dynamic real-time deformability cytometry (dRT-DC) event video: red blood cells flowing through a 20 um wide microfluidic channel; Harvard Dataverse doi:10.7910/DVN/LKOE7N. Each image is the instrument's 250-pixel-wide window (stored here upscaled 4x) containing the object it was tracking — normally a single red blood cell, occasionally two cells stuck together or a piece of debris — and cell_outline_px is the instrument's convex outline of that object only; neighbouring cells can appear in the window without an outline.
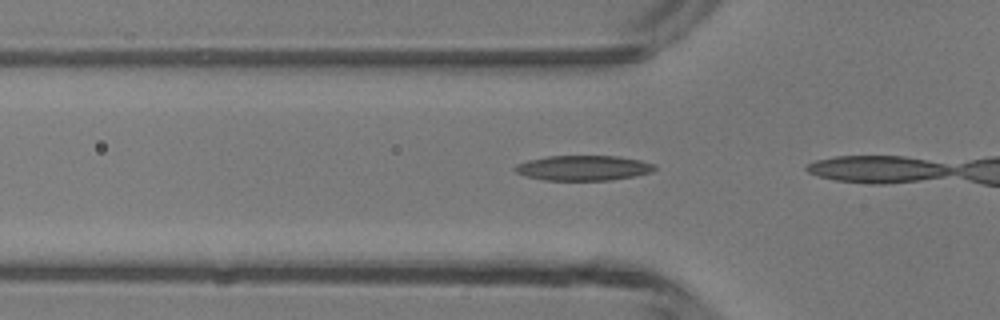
{"species": "common noctule bat (a hibernating species)", "species_latin": "Nyctalus noctula", "temperature_condition": "room temperature", "stored_images_in_passage": 11, "camera_frame_rate_fps": 3000, "um_per_image_px": 0.085, "animal": {"sex": "male", "body_mass_g": 13.3}, "frame": {"image": 1, "passage_image": 10, "time_ms": 3.0, "image_size_px": [1000, 320], "cell_outline_px": [[656, 168], [652, 172], [632, 176], [608, 180], [544, 180], [528, 176], [516, 172], [512, 168], [516, 164], [528, 160], [548, 156], [620, 156], [640, 160], [656, 164]], "centroid_in_image_um": [49.59, 14.27], "position_along_channel_um": 76.2, "area_um2": 20.35}}